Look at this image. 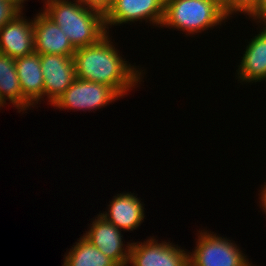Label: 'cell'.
I'll return each instance as SVG.
<instances>
[{"label":"cell","mask_w":266,"mask_h":266,"mask_svg":"<svg viewBox=\"0 0 266 266\" xmlns=\"http://www.w3.org/2000/svg\"><path fill=\"white\" fill-rule=\"evenodd\" d=\"M111 38L107 33L97 43L76 49V78L111 86L123 97L141 84L145 71L125 61Z\"/></svg>","instance_id":"1"},{"label":"cell","mask_w":266,"mask_h":266,"mask_svg":"<svg viewBox=\"0 0 266 266\" xmlns=\"http://www.w3.org/2000/svg\"><path fill=\"white\" fill-rule=\"evenodd\" d=\"M43 11L77 49L97 43L108 32L104 14L77 0H43Z\"/></svg>","instance_id":"2"},{"label":"cell","mask_w":266,"mask_h":266,"mask_svg":"<svg viewBox=\"0 0 266 266\" xmlns=\"http://www.w3.org/2000/svg\"><path fill=\"white\" fill-rule=\"evenodd\" d=\"M226 19L229 20L226 14L209 0H165L161 28H174L193 36L221 26Z\"/></svg>","instance_id":"3"},{"label":"cell","mask_w":266,"mask_h":266,"mask_svg":"<svg viewBox=\"0 0 266 266\" xmlns=\"http://www.w3.org/2000/svg\"><path fill=\"white\" fill-rule=\"evenodd\" d=\"M196 234L195 249L189 252V266H255L232 239L204 229Z\"/></svg>","instance_id":"4"},{"label":"cell","mask_w":266,"mask_h":266,"mask_svg":"<svg viewBox=\"0 0 266 266\" xmlns=\"http://www.w3.org/2000/svg\"><path fill=\"white\" fill-rule=\"evenodd\" d=\"M120 98L122 96L111 86L76 78L51 106L62 110L93 111Z\"/></svg>","instance_id":"5"},{"label":"cell","mask_w":266,"mask_h":266,"mask_svg":"<svg viewBox=\"0 0 266 266\" xmlns=\"http://www.w3.org/2000/svg\"><path fill=\"white\" fill-rule=\"evenodd\" d=\"M165 0H112L109 10L104 14L105 27L140 21L160 28L164 19ZM143 20V21H142Z\"/></svg>","instance_id":"6"},{"label":"cell","mask_w":266,"mask_h":266,"mask_svg":"<svg viewBox=\"0 0 266 266\" xmlns=\"http://www.w3.org/2000/svg\"><path fill=\"white\" fill-rule=\"evenodd\" d=\"M128 264L130 266H189V251L165 240L159 243L153 236L143 243H131Z\"/></svg>","instance_id":"7"},{"label":"cell","mask_w":266,"mask_h":266,"mask_svg":"<svg viewBox=\"0 0 266 266\" xmlns=\"http://www.w3.org/2000/svg\"><path fill=\"white\" fill-rule=\"evenodd\" d=\"M85 231L83 237L97 247L105 256L112 259L118 266H129L131 243H123V234L114 224H111L100 214H97Z\"/></svg>","instance_id":"8"},{"label":"cell","mask_w":266,"mask_h":266,"mask_svg":"<svg viewBox=\"0 0 266 266\" xmlns=\"http://www.w3.org/2000/svg\"><path fill=\"white\" fill-rule=\"evenodd\" d=\"M44 77V97L52 105L75 81L73 57L57 54H40Z\"/></svg>","instance_id":"9"},{"label":"cell","mask_w":266,"mask_h":266,"mask_svg":"<svg viewBox=\"0 0 266 266\" xmlns=\"http://www.w3.org/2000/svg\"><path fill=\"white\" fill-rule=\"evenodd\" d=\"M34 50L38 54H57L73 57L76 49L68 37L43 11L33 18Z\"/></svg>","instance_id":"10"},{"label":"cell","mask_w":266,"mask_h":266,"mask_svg":"<svg viewBox=\"0 0 266 266\" xmlns=\"http://www.w3.org/2000/svg\"><path fill=\"white\" fill-rule=\"evenodd\" d=\"M34 51L33 20L22 11L0 29V52L16 59Z\"/></svg>","instance_id":"11"},{"label":"cell","mask_w":266,"mask_h":266,"mask_svg":"<svg viewBox=\"0 0 266 266\" xmlns=\"http://www.w3.org/2000/svg\"><path fill=\"white\" fill-rule=\"evenodd\" d=\"M117 195V196H116ZM109 201L108 211L99 214L121 231H133L144 222V205L137 194L123 192ZM123 229V230H122Z\"/></svg>","instance_id":"12"},{"label":"cell","mask_w":266,"mask_h":266,"mask_svg":"<svg viewBox=\"0 0 266 266\" xmlns=\"http://www.w3.org/2000/svg\"><path fill=\"white\" fill-rule=\"evenodd\" d=\"M258 24L262 29L248 42L237 66L236 77L240 83L266 82V22Z\"/></svg>","instance_id":"13"},{"label":"cell","mask_w":266,"mask_h":266,"mask_svg":"<svg viewBox=\"0 0 266 266\" xmlns=\"http://www.w3.org/2000/svg\"><path fill=\"white\" fill-rule=\"evenodd\" d=\"M15 65L23 96L35 107L41 100L44 101V75L40 54L34 51L16 58Z\"/></svg>","instance_id":"14"},{"label":"cell","mask_w":266,"mask_h":266,"mask_svg":"<svg viewBox=\"0 0 266 266\" xmlns=\"http://www.w3.org/2000/svg\"><path fill=\"white\" fill-rule=\"evenodd\" d=\"M9 101L18 113H24L34 106L23 96L15 59L0 52V104L4 107ZM30 107V108H29Z\"/></svg>","instance_id":"15"},{"label":"cell","mask_w":266,"mask_h":266,"mask_svg":"<svg viewBox=\"0 0 266 266\" xmlns=\"http://www.w3.org/2000/svg\"><path fill=\"white\" fill-rule=\"evenodd\" d=\"M62 266H118L83 236L64 256Z\"/></svg>","instance_id":"16"},{"label":"cell","mask_w":266,"mask_h":266,"mask_svg":"<svg viewBox=\"0 0 266 266\" xmlns=\"http://www.w3.org/2000/svg\"><path fill=\"white\" fill-rule=\"evenodd\" d=\"M25 1L0 0V29L23 11Z\"/></svg>","instance_id":"17"},{"label":"cell","mask_w":266,"mask_h":266,"mask_svg":"<svg viewBox=\"0 0 266 266\" xmlns=\"http://www.w3.org/2000/svg\"><path fill=\"white\" fill-rule=\"evenodd\" d=\"M260 0H230V17L232 15L246 14L250 16L257 8ZM235 13V14H234Z\"/></svg>","instance_id":"18"},{"label":"cell","mask_w":266,"mask_h":266,"mask_svg":"<svg viewBox=\"0 0 266 266\" xmlns=\"http://www.w3.org/2000/svg\"><path fill=\"white\" fill-rule=\"evenodd\" d=\"M83 6L95 9L103 14H105L111 5L112 0H77Z\"/></svg>","instance_id":"19"},{"label":"cell","mask_w":266,"mask_h":266,"mask_svg":"<svg viewBox=\"0 0 266 266\" xmlns=\"http://www.w3.org/2000/svg\"><path fill=\"white\" fill-rule=\"evenodd\" d=\"M256 23L266 22V0H260L256 10L249 16Z\"/></svg>","instance_id":"20"},{"label":"cell","mask_w":266,"mask_h":266,"mask_svg":"<svg viewBox=\"0 0 266 266\" xmlns=\"http://www.w3.org/2000/svg\"><path fill=\"white\" fill-rule=\"evenodd\" d=\"M220 8L230 18V0H209Z\"/></svg>","instance_id":"21"},{"label":"cell","mask_w":266,"mask_h":266,"mask_svg":"<svg viewBox=\"0 0 266 266\" xmlns=\"http://www.w3.org/2000/svg\"><path fill=\"white\" fill-rule=\"evenodd\" d=\"M259 191L261 192L259 195V204H260V208H262L263 212H265L266 214V182H264V184L261 187V190L259 189Z\"/></svg>","instance_id":"22"},{"label":"cell","mask_w":266,"mask_h":266,"mask_svg":"<svg viewBox=\"0 0 266 266\" xmlns=\"http://www.w3.org/2000/svg\"><path fill=\"white\" fill-rule=\"evenodd\" d=\"M4 1H26V0H4Z\"/></svg>","instance_id":"23"}]
</instances>
